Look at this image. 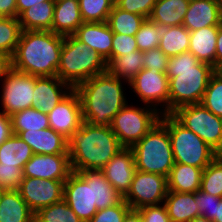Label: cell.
Here are the masks:
<instances>
[{
    "mask_svg": "<svg viewBox=\"0 0 222 222\" xmlns=\"http://www.w3.org/2000/svg\"><path fill=\"white\" fill-rule=\"evenodd\" d=\"M122 84L129 86L128 82L112 76L108 71L78 84L74 90L80 97L83 121L91 125L110 126L113 117L128 103Z\"/></svg>",
    "mask_w": 222,
    "mask_h": 222,
    "instance_id": "6da1fadb",
    "label": "cell"
},
{
    "mask_svg": "<svg viewBox=\"0 0 222 222\" xmlns=\"http://www.w3.org/2000/svg\"><path fill=\"white\" fill-rule=\"evenodd\" d=\"M123 148L110 126L91 125L85 121L67 139L73 172L101 170Z\"/></svg>",
    "mask_w": 222,
    "mask_h": 222,
    "instance_id": "7a4b0ae2",
    "label": "cell"
},
{
    "mask_svg": "<svg viewBox=\"0 0 222 222\" xmlns=\"http://www.w3.org/2000/svg\"><path fill=\"white\" fill-rule=\"evenodd\" d=\"M215 72L212 65L200 62L189 51L169 57V114L184 105L200 104Z\"/></svg>",
    "mask_w": 222,
    "mask_h": 222,
    "instance_id": "3957f363",
    "label": "cell"
},
{
    "mask_svg": "<svg viewBox=\"0 0 222 222\" xmlns=\"http://www.w3.org/2000/svg\"><path fill=\"white\" fill-rule=\"evenodd\" d=\"M64 36L52 31H22L12 68L32 76H57Z\"/></svg>",
    "mask_w": 222,
    "mask_h": 222,
    "instance_id": "277c9868",
    "label": "cell"
},
{
    "mask_svg": "<svg viewBox=\"0 0 222 222\" xmlns=\"http://www.w3.org/2000/svg\"><path fill=\"white\" fill-rule=\"evenodd\" d=\"M107 71L105 59L74 35L64 36L57 76L73 89L91 77Z\"/></svg>",
    "mask_w": 222,
    "mask_h": 222,
    "instance_id": "5b68a950",
    "label": "cell"
},
{
    "mask_svg": "<svg viewBox=\"0 0 222 222\" xmlns=\"http://www.w3.org/2000/svg\"><path fill=\"white\" fill-rule=\"evenodd\" d=\"M131 149L141 172L168 177L175 164L168 129L160 121Z\"/></svg>",
    "mask_w": 222,
    "mask_h": 222,
    "instance_id": "8992f818",
    "label": "cell"
},
{
    "mask_svg": "<svg viewBox=\"0 0 222 222\" xmlns=\"http://www.w3.org/2000/svg\"><path fill=\"white\" fill-rule=\"evenodd\" d=\"M159 121L168 129L175 163L203 170L218 155L197 134L186 129L171 114H161Z\"/></svg>",
    "mask_w": 222,
    "mask_h": 222,
    "instance_id": "52a82bcc",
    "label": "cell"
},
{
    "mask_svg": "<svg viewBox=\"0 0 222 222\" xmlns=\"http://www.w3.org/2000/svg\"><path fill=\"white\" fill-rule=\"evenodd\" d=\"M131 105V106H130ZM127 103L112 119L110 128L117 136L119 143L125 148H131L140 141L160 120V112L143 104Z\"/></svg>",
    "mask_w": 222,
    "mask_h": 222,
    "instance_id": "ba28073f",
    "label": "cell"
},
{
    "mask_svg": "<svg viewBox=\"0 0 222 222\" xmlns=\"http://www.w3.org/2000/svg\"><path fill=\"white\" fill-rule=\"evenodd\" d=\"M171 115L186 129L193 131L218 154H222V118L200 104L177 108Z\"/></svg>",
    "mask_w": 222,
    "mask_h": 222,
    "instance_id": "9c48e42d",
    "label": "cell"
},
{
    "mask_svg": "<svg viewBox=\"0 0 222 222\" xmlns=\"http://www.w3.org/2000/svg\"><path fill=\"white\" fill-rule=\"evenodd\" d=\"M129 86L142 103L155 108L160 114H169V78L166 73L143 68Z\"/></svg>",
    "mask_w": 222,
    "mask_h": 222,
    "instance_id": "30bf717a",
    "label": "cell"
},
{
    "mask_svg": "<svg viewBox=\"0 0 222 222\" xmlns=\"http://www.w3.org/2000/svg\"><path fill=\"white\" fill-rule=\"evenodd\" d=\"M167 192V177L136 170L131 187L123 200L131 209L139 210L145 206L162 204Z\"/></svg>",
    "mask_w": 222,
    "mask_h": 222,
    "instance_id": "8fae6325",
    "label": "cell"
},
{
    "mask_svg": "<svg viewBox=\"0 0 222 222\" xmlns=\"http://www.w3.org/2000/svg\"><path fill=\"white\" fill-rule=\"evenodd\" d=\"M2 112L8 116L32 107L35 76L11 69L1 81Z\"/></svg>",
    "mask_w": 222,
    "mask_h": 222,
    "instance_id": "7c38bea8",
    "label": "cell"
},
{
    "mask_svg": "<svg viewBox=\"0 0 222 222\" xmlns=\"http://www.w3.org/2000/svg\"><path fill=\"white\" fill-rule=\"evenodd\" d=\"M65 181L23 177L18 191L30 210L35 214L40 209L63 200Z\"/></svg>",
    "mask_w": 222,
    "mask_h": 222,
    "instance_id": "4fadbf2b",
    "label": "cell"
},
{
    "mask_svg": "<svg viewBox=\"0 0 222 222\" xmlns=\"http://www.w3.org/2000/svg\"><path fill=\"white\" fill-rule=\"evenodd\" d=\"M63 200L83 222H89L98 211L93 204L92 181L81 171L72 172L66 179Z\"/></svg>",
    "mask_w": 222,
    "mask_h": 222,
    "instance_id": "5bb4252c",
    "label": "cell"
},
{
    "mask_svg": "<svg viewBox=\"0 0 222 222\" xmlns=\"http://www.w3.org/2000/svg\"><path fill=\"white\" fill-rule=\"evenodd\" d=\"M49 125L55 132L68 139L83 123L81 101L73 89L48 114Z\"/></svg>",
    "mask_w": 222,
    "mask_h": 222,
    "instance_id": "9a60e30c",
    "label": "cell"
},
{
    "mask_svg": "<svg viewBox=\"0 0 222 222\" xmlns=\"http://www.w3.org/2000/svg\"><path fill=\"white\" fill-rule=\"evenodd\" d=\"M23 177L66 180L73 172L69 154H34L23 167Z\"/></svg>",
    "mask_w": 222,
    "mask_h": 222,
    "instance_id": "2e32d148",
    "label": "cell"
},
{
    "mask_svg": "<svg viewBox=\"0 0 222 222\" xmlns=\"http://www.w3.org/2000/svg\"><path fill=\"white\" fill-rule=\"evenodd\" d=\"M136 170L134 153L131 148L125 147L101 169L106 179L123 197L131 187Z\"/></svg>",
    "mask_w": 222,
    "mask_h": 222,
    "instance_id": "e0dca14e",
    "label": "cell"
},
{
    "mask_svg": "<svg viewBox=\"0 0 222 222\" xmlns=\"http://www.w3.org/2000/svg\"><path fill=\"white\" fill-rule=\"evenodd\" d=\"M72 90L58 76H35L32 107L48 114Z\"/></svg>",
    "mask_w": 222,
    "mask_h": 222,
    "instance_id": "ac0fdd59",
    "label": "cell"
},
{
    "mask_svg": "<svg viewBox=\"0 0 222 222\" xmlns=\"http://www.w3.org/2000/svg\"><path fill=\"white\" fill-rule=\"evenodd\" d=\"M79 41L111 61L113 32L107 22H83L73 34Z\"/></svg>",
    "mask_w": 222,
    "mask_h": 222,
    "instance_id": "d6986e66",
    "label": "cell"
},
{
    "mask_svg": "<svg viewBox=\"0 0 222 222\" xmlns=\"http://www.w3.org/2000/svg\"><path fill=\"white\" fill-rule=\"evenodd\" d=\"M222 23L219 0H190L183 20V26L189 31Z\"/></svg>",
    "mask_w": 222,
    "mask_h": 222,
    "instance_id": "ffe728a7",
    "label": "cell"
},
{
    "mask_svg": "<svg viewBox=\"0 0 222 222\" xmlns=\"http://www.w3.org/2000/svg\"><path fill=\"white\" fill-rule=\"evenodd\" d=\"M17 135L32 148L34 154H68L67 139L52 128L26 130Z\"/></svg>",
    "mask_w": 222,
    "mask_h": 222,
    "instance_id": "44dd1931",
    "label": "cell"
},
{
    "mask_svg": "<svg viewBox=\"0 0 222 222\" xmlns=\"http://www.w3.org/2000/svg\"><path fill=\"white\" fill-rule=\"evenodd\" d=\"M82 23L79 1L55 0L52 32L63 36L73 35Z\"/></svg>",
    "mask_w": 222,
    "mask_h": 222,
    "instance_id": "7402d4cb",
    "label": "cell"
},
{
    "mask_svg": "<svg viewBox=\"0 0 222 222\" xmlns=\"http://www.w3.org/2000/svg\"><path fill=\"white\" fill-rule=\"evenodd\" d=\"M163 204L171 222H189L200 216L194 193L168 191Z\"/></svg>",
    "mask_w": 222,
    "mask_h": 222,
    "instance_id": "603a6c76",
    "label": "cell"
},
{
    "mask_svg": "<svg viewBox=\"0 0 222 222\" xmlns=\"http://www.w3.org/2000/svg\"><path fill=\"white\" fill-rule=\"evenodd\" d=\"M219 26H208L190 31L189 52L193 53L200 62L215 68L216 42Z\"/></svg>",
    "mask_w": 222,
    "mask_h": 222,
    "instance_id": "cb8c5ba5",
    "label": "cell"
},
{
    "mask_svg": "<svg viewBox=\"0 0 222 222\" xmlns=\"http://www.w3.org/2000/svg\"><path fill=\"white\" fill-rule=\"evenodd\" d=\"M202 174L201 168L175 163L167 177L168 191L194 193L200 189Z\"/></svg>",
    "mask_w": 222,
    "mask_h": 222,
    "instance_id": "d4e9b609",
    "label": "cell"
},
{
    "mask_svg": "<svg viewBox=\"0 0 222 222\" xmlns=\"http://www.w3.org/2000/svg\"><path fill=\"white\" fill-rule=\"evenodd\" d=\"M34 215L18 190H3L0 196V222H34Z\"/></svg>",
    "mask_w": 222,
    "mask_h": 222,
    "instance_id": "484cf974",
    "label": "cell"
},
{
    "mask_svg": "<svg viewBox=\"0 0 222 222\" xmlns=\"http://www.w3.org/2000/svg\"><path fill=\"white\" fill-rule=\"evenodd\" d=\"M81 172L92 181L93 204H96L97 210L114 206L123 200V196L106 179L101 170L94 169Z\"/></svg>",
    "mask_w": 222,
    "mask_h": 222,
    "instance_id": "4316f807",
    "label": "cell"
},
{
    "mask_svg": "<svg viewBox=\"0 0 222 222\" xmlns=\"http://www.w3.org/2000/svg\"><path fill=\"white\" fill-rule=\"evenodd\" d=\"M190 0H157L149 20L160 27L183 25Z\"/></svg>",
    "mask_w": 222,
    "mask_h": 222,
    "instance_id": "83f0119b",
    "label": "cell"
},
{
    "mask_svg": "<svg viewBox=\"0 0 222 222\" xmlns=\"http://www.w3.org/2000/svg\"><path fill=\"white\" fill-rule=\"evenodd\" d=\"M55 1L37 3L24 10L18 20L22 31H52Z\"/></svg>",
    "mask_w": 222,
    "mask_h": 222,
    "instance_id": "f1b7e54d",
    "label": "cell"
},
{
    "mask_svg": "<svg viewBox=\"0 0 222 222\" xmlns=\"http://www.w3.org/2000/svg\"><path fill=\"white\" fill-rule=\"evenodd\" d=\"M190 31L183 25L163 27L160 32L159 48L168 57L189 50Z\"/></svg>",
    "mask_w": 222,
    "mask_h": 222,
    "instance_id": "f546056e",
    "label": "cell"
},
{
    "mask_svg": "<svg viewBox=\"0 0 222 222\" xmlns=\"http://www.w3.org/2000/svg\"><path fill=\"white\" fill-rule=\"evenodd\" d=\"M34 155L32 148L18 135H12L0 145V165H14L23 170Z\"/></svg>",
    "mask_w": 222,
    "mask_h": 222,
    "instance_id": "4dcf8cb0",
    "label": "cell"
},
{
    "mask_svg": "<svg viewBox=\"0 0 222 222\" xmlns=\"http://www.w3.org/2000/svg\"><path fill=\"white\" fill-rule=\"evenodd\" d=\"M144 68V53L140 50L115 57L107 64V71L114 77L130 82Z\"/></svg>",
    "mask_w": 222,
    "mask_h": 222,
    "instance_id": "1f68e13d",
    "label": "cell"
},
{
    "mask_svg": "<svg viewBox=\"0 0 222 222\" xmlns=\"http://www.w3.org/2000/svg\"><path fill=\"white\" fill-rule=\"evenodd\" d=\"M13 134L50 128L48 115L35 107L18 111L10 116Z\"/></svg>",
    "mask_w": 222,
    "mask_h": 222,
    "instance_id": "d6a6232c",
    "label": "cell"
},
{
    "mask_svg": "<svg viewBox=\"0 0 222 222\" xmlns=\"http://www.w3.org/2000/svg\"><path fill=\"white\" fill-rule=\"evenodd\" d=\"M146 19L141 15L123 11L114 5L107 23L113 33L135 36Z\"/></svg>",
    "mask_w": 222,
    "mask_h": 222,
    "instance_id": "836d02e7",
    "label": "cell"
},
{
    "mask_svg": "<svg viewBox=\"0 0 222 222\" xmlns=\"http://www.w3.org/2000/svg\"><path fill=\"white\" fill-rule=\"evenodd\" d=\"M21 32L18 18L0 17V52L13 56Z\"/></svg>",
    "mask_w": 222,
    "mask_h": 222,
    "instance_id": "e575fe53",
    "label": "cell"
},
{
    "mask_svg": "<svg viewBox=\"0 0 222 222\" xmlns=\"http://www.w3.org/2000/svg\"><path fill=\"white\" fill-rule=\"evenodd\" d=\"M200 190L222 197V154H218L204 169Z\"/></svg>",
    "mask_w": 222,
    "mask_h": 222,
    "instance_id": "d590c367",
    "label": "cell"
},
{
    "mask_svg": "<svg viewBox=\"0 0 222 222\" xmlns=\"http://www.w3.org/2000/svg\"><path fill=\"white\" fill-rule=\"evenodd\" d=\"M34 222H83L68 204L61 200L40 209L34 215Z\"/></svg>",
    "mask_w": 222,
    "mask_h": 222,
    "instance_id": "8d00e7d4",
    "label": "cell"
},
{
    "mask_svg": "<svg viewBox=\"0 0 222 222\" xmlns=\"http://www.w3.org/2000/svg\"><path fill=\"white\" fill-rule=\"evenodd\" d=\"M115 0H79L83 22H107Z\"/></svg>",
    "mask_w": 222,
    "mask_h": 222,
    "instance_id": "74e56055",
    "label": "cell"
},
{
    "mask_svg": "<svg viewBox=\"0 0 222 222\" xmlns=\"http://www.w3.org/2000/svg\"><path fill=\"white\" fill-rule=\"evenodd\" d=\"M201 104L222 118V76L217 72L211 76Z\"/></svg>",
    "mask_w": 222,
    "mask_h": 222,
    "instance_id": "f35d334b",
    "label": "cell"
},
{
    "mask_svg": "<svg viewBox=\"0 0 222 222\" xmlns=\"http://www.w3.org/2000/svg\"><path fill=\"white\" fill-rule=\"evenodd\" d=\"M162 27L146 19L135 34L138 50L144 52L159 47Z\"/></svg>",
    "mask_w": 222,
    "mask_h": 222,
    "instance_id": "ab89813d",
    "label": "cell"
},
{
    "mask_svg": "<svg viewBox=\"0 0 222 222\" xmlns=\"http://www.w3.org/2000/svg\"><path fill=\"white\" fill-rule=\"evenodd\" d=\"M130 206L122 200L119 204L98 210L89 222H123Z\"/></svg>",
    "mask_w": 222,
    "mask_h": 222,
    "instance_id": "60d3db41",
    "label": "cell"
},
{
    "mask_svg": "<svg viewBox=\"0 0 222 222\" xmlns=\"http://www.w3.org/2000/svg\"><path fill=\"white\" fill-rule=\"evenodd\" d=\"M23 180V171L14 165H0V188L18 190Z\"/></svg>",
    "mask_w": 222,
    "mask_h": 222,
    "instance_id": "b9f144b4",
    "label": "cell"
},
{
    "mask_svg": "<svg viewBox=\"0 0 222 222\" xmlns=\"http://www.w3.org/2000/svg\"><path fill=\"white\" fill-rule=\"evenodd\" d=\"M138 50L135 36L113 33L111 60Z\"/></svg>",
    "mask_w": 222,
    "mask_h": 222,
    "instance_id": "7bdbcfd3",
    "label": "cell"
},
{
    "mask_svg": "<svg viewBox=\"0 0 222 222\" xmlns=\"http://www.w3.org/2000/svg\"><path fill=\"white\" fill-rule=\"evenodd\" d=\"M157 0H115V5L133 14L149 18Z\"/></svg>",
    "mask_w": 222,
    "mask_h": 222,
    "instance_id": "ee69618b",
    "label": "cell"
},
{
    "mask_svg": "<svg viewBox=\"0 0 222 222\" xmlns=\"http://www.w3.org/2000/svg\"><path fill=\"white\" fill-rule=\"evenodd\" d=\"M143 53L144 68L156 69L163 73L167 72L169 57L159 47L144 51Z\"/></svg>",
    "mask_w": 222,
    "mask_h": 222,
    "instance_id": "f6af8a7d",
    "label": "cell"
},
{
    "mask_svg": "<svg viewBox=\"0 0 222 222\" xmlns=\"http://www.w3.org/2000/svg\"><path fill=\"white\" fill-rule=\"evenodd\" d=\"M215 200H220V197L213 196L200 189L195 192V203L198 205L200 216L209 220L214 219Z\"/></svg>",
    "mask_w": 222,
    "mask_h": 222,
    "instance_id": "bcb514c9",
    "label": "cell"
},
{
    "mask_svg": "<svg viewBox=\"0 0 222 222\" xmlns=\"http://www.w3.org/2000/svg\"><path fill=\"white\" fill-rule=\"evenodd\" d=\"M143 222H171L165 205L145 206L139 209Z\"/></svg>",
    "mask_w": 222,
    "mask_h": 222,
    "instance_id": "7dc6e473",
    "label": "cell"
},
{
    "mask_svg": "<svg viewBox=\"0 0 222 222\" xmlns=\"http://www.w3.org/2000/svg\"><path fill=\"white\" fill-rule=\"evenodd\" d=\"M13 135L10 116L0 111V145Z\"/></svg>",
    "mask_w": 222,
    "mask_h": 222,
    "instance_id": "c3c4849f",
    "label": "cell"
},
{
    "mask_svg": "<svg viewBox=\"0 0 222 222\" xmlns=\"http://www.w3.org/2000/svg\"><path fill=\"white\" fill-rule=\"evenodd\" d=\"M0 17L17 18L16 0H0Z\"/></svg>",
    "mask_w": 222,
    "mask_h": 222,
    "instance_id": "681fc988",
    "label": "cell"
},
{
    "mask_svg": "<svg viewBox=\"0 0 222 222\" xmlns=\"http://www.w3.org/2000/svg\"><path fill=\"white\" fill-rule=\"evenodd\" d=\"M12 69V56L0 52V80L4 79Z\"/></svg>",
    "mask_w": 222,
    "mask_h": 222,
    "instance_id": "f907efd6",
    "label": "cell"
},
{
    "mask_svg": "<svg viewBox=\"0 0 222 222\" xmlns=\"http://www.w3.org/2000/svg\"><path fill=\"white\" fill-rule=\"evenodd\" d=\"M222 65V23L219 25L216 42L215 70Z\"/></svg>",
    "mask_w": 222,
    "mask_h": 222,
    "instance_id": "816d5d0a",
    "label": "cell"
},
{
    "mask_svg": "<svg viewBox=\"0 0 222 222\" xmlns=\"http://www.w3.org/2000/svg\"><path fill=\"white\" fill-rule=\"evenodd\" d=\"M46 1H55V0H16L17 18L24 10L30 8L31 6L37 5V3L46 2Z\"/></svg>",
    "mask_w": 222,
    "mask_h": 222,
    "instance_id": "f5cc1de1",
    "label": "cell"
},
{
    "mask_svg": "<svg viewBox=\"0 0 222 222\" xmlns=\"http://www.w3.org/2000/svg\"><path fill=\"white\" fill-rule=\"evenodd\" d=\"M123 222H143L140 211L135 209H130L126 213Z\"/></svg>",
    "mask_w": 222,
    "mask_h": 222,
    "instance_id": "db71d44e",
    "label": "cell"
},
{
    "mask_svg": "<svg viewBox=\"0 0 222 222\" xmlns=\"http://www.w3.org/2000/svg\"><path fill=\"white\" fill-rule=\"evenodd\" d=\"M213 222H222V197L215 200L214 219Z\"/></svg>",
    "mask_w": 222,
    "mask_h": 222,
    "instance_id": "11a10c76",
    "label": "cell"
},
{
    "mask_svg": "<svg viewBox=\"0 0 222 222\" xmlns=\"http://www.w3.org/2000/svg\"><path fill=\"white\" fill-rule=\"evenodd\" d=\"M189 222H213L212 220H209L208 218L204 217V216H198L194 219H192Z\"/></svg>",
    "mask_w": 222,
    "mask_h": 222,
    "instance_id": "9f6ffc18",
    "label": "cell"
},
{
    "mask_svg": "<svg viewBox=\"0 0 222 222\" xmlns=\"http://www.w3.org/2000/svg\"><path fill=\"white\" fill-rule=\"evenodd\" d=\"M216 72L222 76V65L216 70Z\"/></svg>",
    "mask_w": 222,
    "mask_h": 222,
    "instance_id": "6f0895ef",
    "label": "cell"
},
{
    "mask_svg": "<svg viewBox=\"0 0 222 222\" xmlns=\"http://www.w3.org/2000/svg\"><path fill=\"white\" fill-rule=\"evenodd\" d=\"M220 2V14H221V18H222V0H219Z\"/></svg>",
    "mask_w": 222,
    "mask_h": 222,
    "instance_id": "680465c9",
    "label": "cell"
},
{
    "mask_svg": "<svg viewBox=\"0 0 222 222\" xmlns=\"http://www.w3.org/2000/svg\"><path fill=\"white\" fill-rule=\"evenodd\" d=\"M2 192H3V189L0 188V196H1Z\"/></svg>",
    "mask_w": 222,
    "mask_h": 222,
    "instance_id": "91938a15",
    "label": "cell"
}]
</instances>
